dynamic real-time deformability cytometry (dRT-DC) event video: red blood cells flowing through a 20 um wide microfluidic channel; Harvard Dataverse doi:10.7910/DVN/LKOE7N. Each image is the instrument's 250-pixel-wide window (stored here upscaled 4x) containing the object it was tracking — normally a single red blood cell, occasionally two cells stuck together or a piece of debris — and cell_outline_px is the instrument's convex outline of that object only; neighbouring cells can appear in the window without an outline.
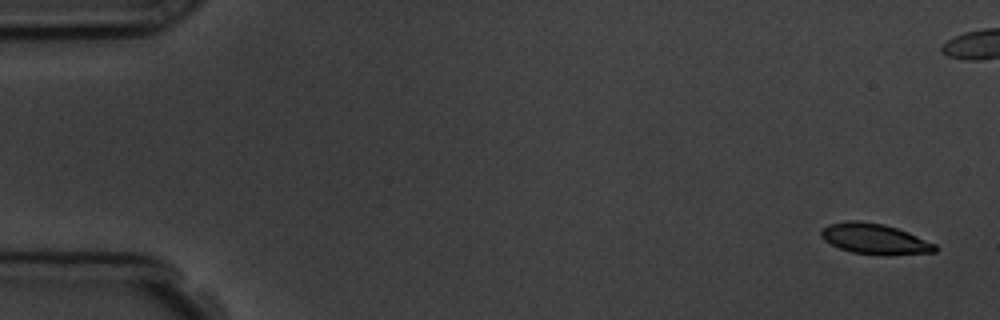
{"species": "common noctule bat (a hibernating species)", "species_latin": "Nyctalus noctula", "temperature_condition": "room temperature", "stored_images_in_passage": 6, "camera_frame_rate_fps": 3000, "um_per_image_px": 0.085, "animal": {"sex": "male", "body_mass_g": 19.5, "forearm_length_mm": 54.6}, "frame": {"image": 1, "passage_image": 1, "time_ms": 0.0, "image_size_px": [1000, 320], "cell_outline_px": [[940, 248], [936, 252], [888, 256], [884, 256], [852, 252], [840, 248], [824, 240], [820, 236], [820, 232], [828, 224], [848, 220], [856, 220], [884, 224], [908, 232], [936, 244]], "centroid_in_image_um": [74.39, 20.32], "position_along_channel_um": 10.6, "area_um2": 20.52}}